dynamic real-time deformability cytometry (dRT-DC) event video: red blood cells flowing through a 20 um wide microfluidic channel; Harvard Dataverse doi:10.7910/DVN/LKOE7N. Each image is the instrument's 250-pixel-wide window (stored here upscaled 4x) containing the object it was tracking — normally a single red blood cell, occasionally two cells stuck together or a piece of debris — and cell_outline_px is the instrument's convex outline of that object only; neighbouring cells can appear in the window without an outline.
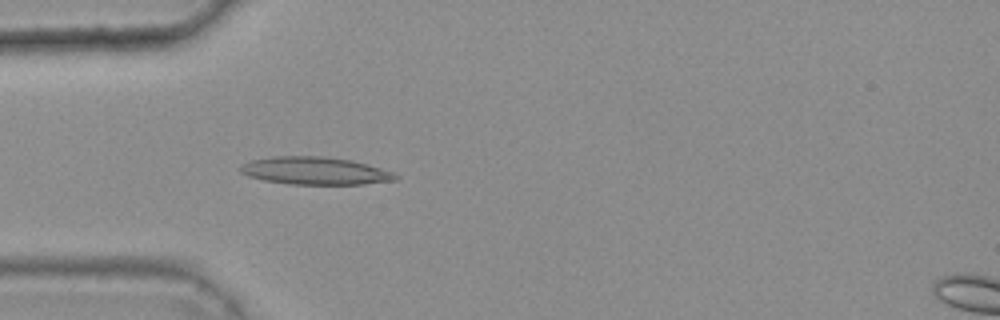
{"species": "common noctule bat (a hibernating species)", "species_latin": "Nyctalus noctula", "temperature_condition": "warm", "stored_images_in_passage": 46, "camera_frame_rate_fps": 3000, "um_per_image_px": 0.085, "animal": {"sex": "female", "body_mass_g": 25.1}, "frame": {"image": 1, "passage_image": 16, "time_ms": 5.0, "image_size_px": [1000, 320], "cell_outline_px": [[400, 176], [396, 180], [364, 184], [288, 184], [264, 180], [248, 176], [240, 172], [240, 168], [244, 164], [252, 160], [272, 156], [324, 156], [352, 160], [396, 172]], "centroid_in_image_um": [26.83, 14.52], "position_along_channel_um": 58.2, "area_um2": 25.09}}
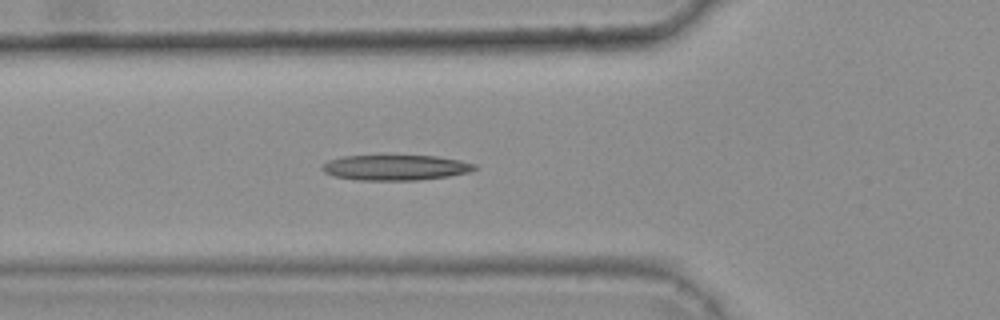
{"frame": {"image": 2, "passage_image": 19, "time_ms": 6.0, "image_size_px": [1000, 320], "cell_outline_px": [[480, 168], [468, 172], [448, 176], [420, 180], [356, 180], [332, 176], [324, 172], [320, 168], [320, 164], [328, 160], [340, 156], [436, 156], [460, 160], [476, 164]], "centroid_in_image_um": [33.58, 14.24], "position_along_channel_um": 92.2, "area_um2": 22.77}}
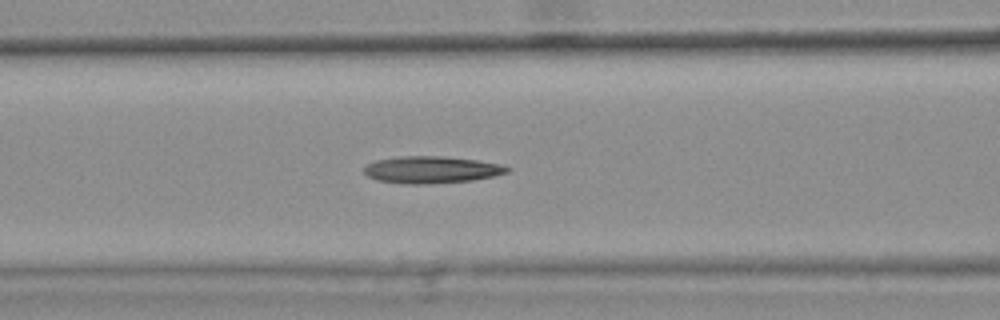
{"frame": {"image": 3, "passage_image": 22, "time_ms": 7.0, "image_size_px": [1000, 320], "cell_outline_px": [[512, 168], [508, 172], [492, 176], [472, 180], [428, 184], [404, 184], [376, 180], [368, 176], [364, 172], [364, 168], [368, 164], [376, 160], [400, 156], [444, 156], [476, 160], [500, 164]], "centroid_in_image_um": [36.66, 14.43], "position_along_channel_um": 129.9, "area_um2": 22.48}, "authors_computed_cell_mechanics": {"area_um2": 22.1374, "velocity_mm_per_s": 3.7331, "shape_relaxation_time_tau1_ms": null, "shape_relaxation_time_tau2_ms": 10.6699, "deformation_change_tau1": null, "deformation_change_tau2": 0.2623}}